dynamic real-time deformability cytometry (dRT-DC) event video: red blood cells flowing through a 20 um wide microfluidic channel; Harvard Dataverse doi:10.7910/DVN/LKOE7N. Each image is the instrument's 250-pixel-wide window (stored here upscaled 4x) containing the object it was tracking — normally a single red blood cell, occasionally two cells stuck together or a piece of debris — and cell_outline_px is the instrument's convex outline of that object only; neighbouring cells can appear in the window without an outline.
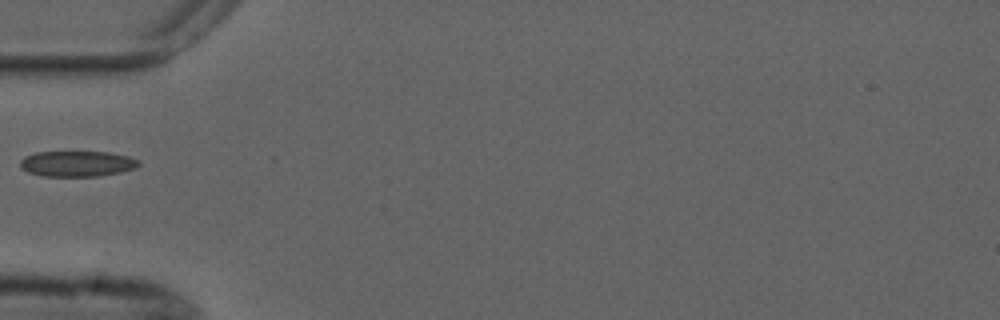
{"species": "common noctule bat (a hibernating species)", "species_latin": "Nyctalus noctula", "temperature_condition": "cold", "stored_images_in_passage": 2, "camera_frame_rate_fps": 3000, "um_per_image_px": 0.085, "animal": {"sex": "male", "forearm_length_mm": 52.5}, "frame": {"image": 1, "passage_image": 1, "time_ms": 0.0, "image_size_px": [1000, 320], "cell_outline_px": [[140, 164], [136, 168], [120, 172], [96, 176], [40, 176], [28, 172], [20, 168], [20, 160], [24, 156], [36, 152], [108, 152], [128, 156], [140, 160]], "centroid_in_image_um": [6.54, 13.91], "position_along_channel_um": 78.5, "area_um2": 17.8}}
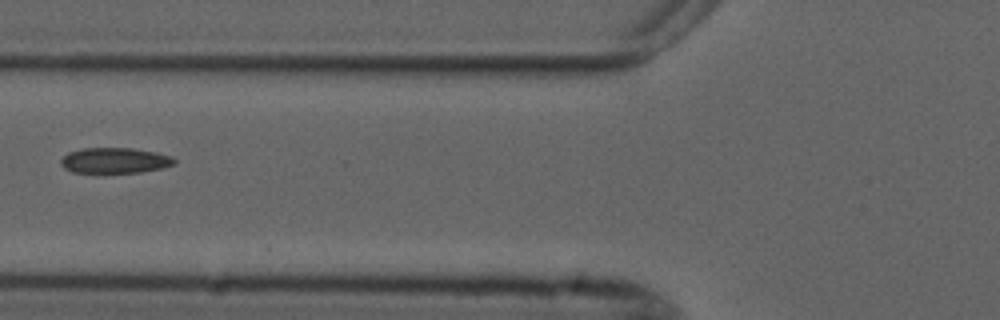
{"frame": {"image": 2, "passage_image": 2, "time_ms": 1.0, "image_size_px": [1000, 320], "cell_outline_px": [[176, 164], [164, 168], [140, 172], [104, 176], [72, 172], [64, 168], [60, 164], [60, 160], [68, 152], [84, 148], [132, 148], [156, 152], [172, 156], [176, 160]], "centroid_in_image_um": [9.74, 13.69], "position_along_channel_um": 116.1, "area_um2": 17.92}}